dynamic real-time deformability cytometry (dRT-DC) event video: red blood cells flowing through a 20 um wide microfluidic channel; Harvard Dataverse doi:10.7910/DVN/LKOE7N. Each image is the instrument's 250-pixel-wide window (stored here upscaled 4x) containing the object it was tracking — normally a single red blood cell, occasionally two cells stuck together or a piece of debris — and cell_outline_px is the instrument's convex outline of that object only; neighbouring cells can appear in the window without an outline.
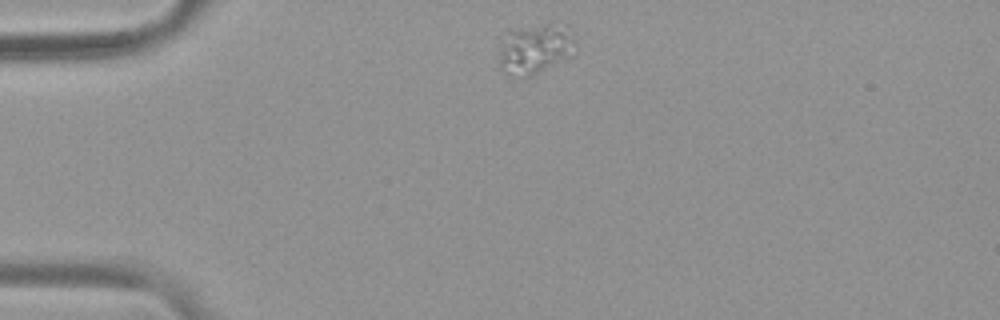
{"species": "common noctule bat (a hibernating species)", "species_latin": "Nyctalus noctula", "temperature_condition": "warm", "stored_images_in_passage": 44, "camera_frame_rate_fps": 3000, "um_per_image_px": 0.085, "animal": {"sex": "female", "body_mass_g": 19.9}, "frame": {"image": 1, "passage_image": 1, "time_ms": 0.0, "image_size_px": [1000, 320], "cell_outline_px": [[576, 56], [568, 60], [532, 76], [516, 80], [504, 76], [500, 72], [500, 56], [508, 32], [548, 24], [568, 24], [576, 40]], "centroid_in_image_um": [45.6, 4.26], "position_along_channel_um": 39.4, "area_um2": 23.0}}
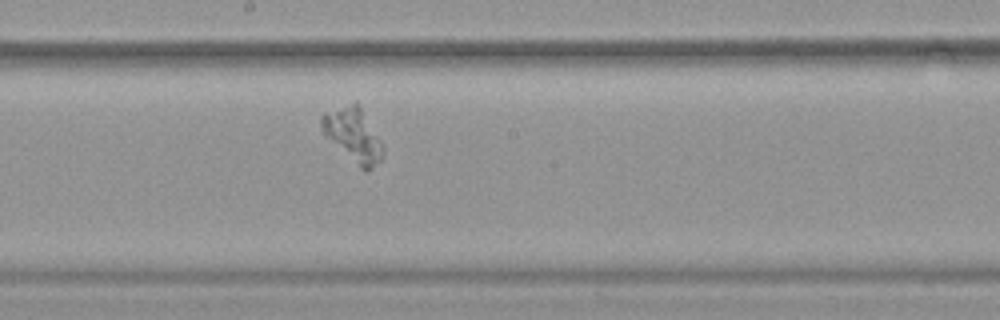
{"frame": {"image": 2, "passage_image": 19, "time_ms": 6.0, "image_size_px": [1000, 320], "cell_outline_px": [[384, 156], [368, 172], [364, 172], [320, 128], [320, 116], [324, 112], [356, 100], [360, 104], [384, 144]], "centroid_in_image_um": [30.07, 11.42], "position_along_channel_um": 218.1, "area_um2": 19.36}}
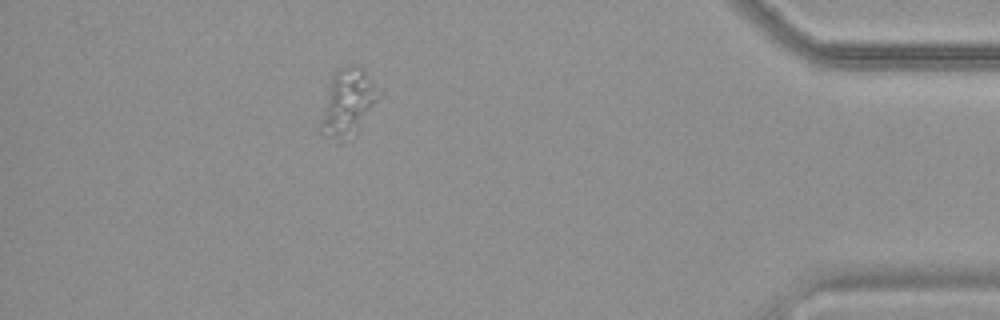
{"frame": {"image": 3, "passage_image": 38, "time_ms": 12.333, "image_size_px": [1000, 320], "cell_outline_px": [[384, 92], [336, 144], [324, 136], [316, 128], [328, 88], [336, 72], [340, 68], [348, 64], [352, 64], [360, 68]], "centroid_in_image_um": [29.46, 8.64], "position_along_channel_um": 405.7, "area_um2": 21.33}}